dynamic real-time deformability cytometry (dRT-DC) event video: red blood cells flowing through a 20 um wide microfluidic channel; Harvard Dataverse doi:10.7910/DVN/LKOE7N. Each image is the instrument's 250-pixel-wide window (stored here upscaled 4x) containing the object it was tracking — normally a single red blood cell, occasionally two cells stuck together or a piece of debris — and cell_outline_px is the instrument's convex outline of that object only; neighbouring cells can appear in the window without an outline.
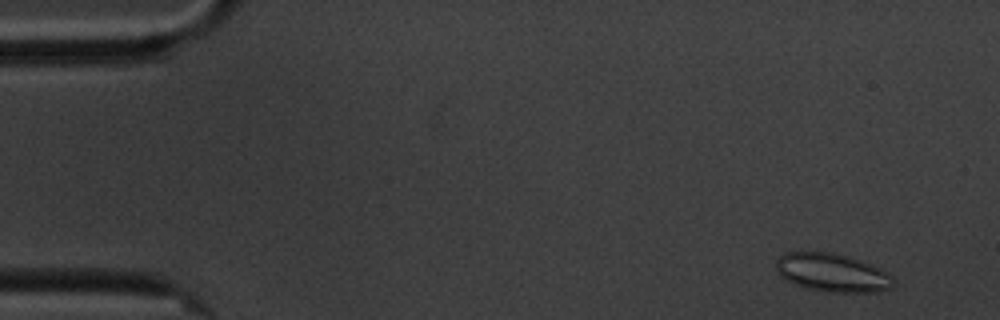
{"species": "common noctule bat (a hibernating species)", "species_latin": "Nyctalus noctula", "temperature_condition": "cold", "stored_images_in_passage": 59, "camera_frame_rate_fps": 3000, "um_per_image_px": 0.085, "animal": {"sex": "male", "body_mass_g": 20.1, "forearm_length_mm": 53.5}, "frame": {"image": 1, "passage_image": 4, "time_ms": 1.0, "image_size_px": [1000, 320], "cell_outline_px": [[892, 288], [880, 292], [828, 292], [808, 288], [796, 284], [780, 276], [776, 268], [776, 260], [784, 252], [832, 252], [860, 260], [872, 264], [880, 268], [892, 276]], "centroid_in_image_um": [70.75, 23.17], "position_along_channel_um": 14.3, "area_um2": 26.13}}
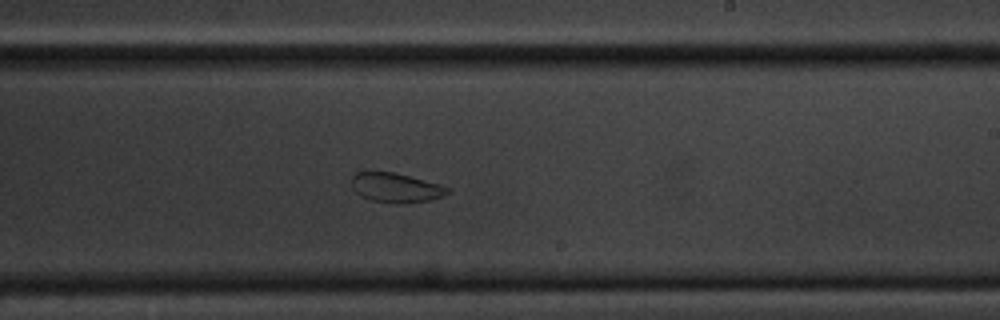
{"frame": {"image": 2, "passage_image": 35, "time_ms": 11.333, "image_size_px": [1000, 320], "cell_outline_px": [[452, 188], [448, 192], [432, 200], [404, 204], [396, 204], [372, 200], [360, 196], [352, 188], [352, 176], [356, 172], [372, 168], [392, 172], [440, 184]], "centroid_in_image_um": [33.59, 15.92], "position_along_channel_um": 255.4, "area_um2": 16.99}}
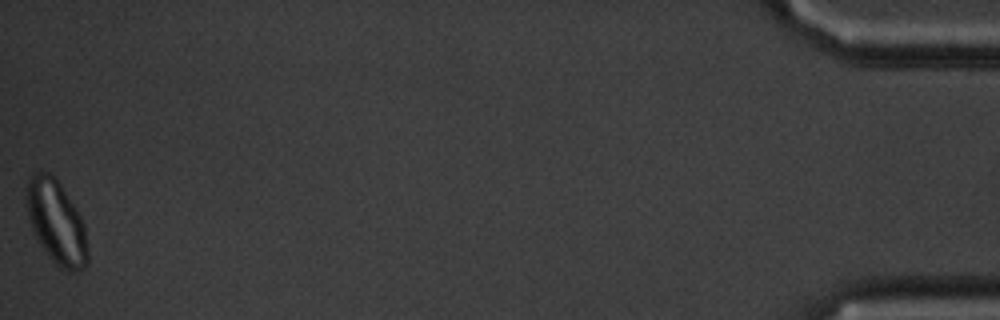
{"frame": {"image": 3, "passage_image": 59, "time_ms": 19.333, "image_size_px": [1000, 320], "cell_outline_px": [[88, 264], [84, 268], [76, 272], [68, 272], [60, 268], [52, 260], [40, 244], [32, 232], [28, 216], [24, 192], [28, 180], [32, 172], [40, 168], [48, 172], [60, 184], [76, 208], [84, 224], [88, 248]], "centroid_in_image_um": [4.77, 18.87], "position_along_channel_um": 430.4, "area_um2": 30.35}, "authors_computed_cell_mechanics": {"area_um2": 24.1604, "velocity_mm_per_s": 3.3785, "shape_relaxation_time_tau1_ms": null, "shape_relaxation_time_tau2_ms": 1.436, "deformation_change_tau1": null, "deformation_change_tau2": 0.0556}}